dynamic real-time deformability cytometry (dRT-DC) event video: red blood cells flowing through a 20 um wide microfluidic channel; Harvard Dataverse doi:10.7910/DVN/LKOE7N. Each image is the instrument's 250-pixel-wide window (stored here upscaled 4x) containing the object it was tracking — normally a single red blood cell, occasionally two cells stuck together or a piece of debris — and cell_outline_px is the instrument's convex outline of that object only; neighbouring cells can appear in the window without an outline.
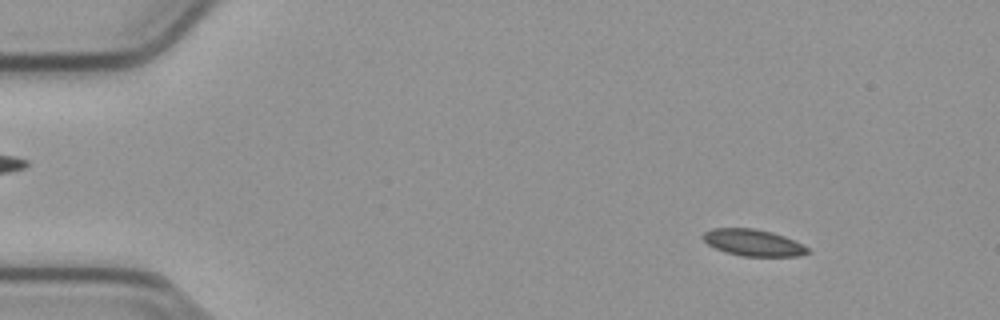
{"species": "common noctule bat (a hibernating species)", "species_latin": "Nyctalus noctula", "temperature_condition": "cold", "stored_images_in_passage": 36, "camera_frame_rate_fps": 3000, "um_per_image_px": 0.085, "animal": {"sex": "male", "body_mass_g": 23.1, "forearm_length_mm": 52.7}, "frame": {"image": 1, "passage_image": 4, "time_ms": 1.0, "image_size_px": [1000, 320], "cell_outline_px": [[808, 252], [800, 256], [744, 256], [728, 252], [716, 248], [708, 244], [704, 240], [704, 232], [712, 228], [756, 228], [772, 232], [784, 236], [808, 248]], "centroid_in_image_um": [64.01, 20.61], "position_along_channel_um": 21.0, "area_um2": 15.9}}
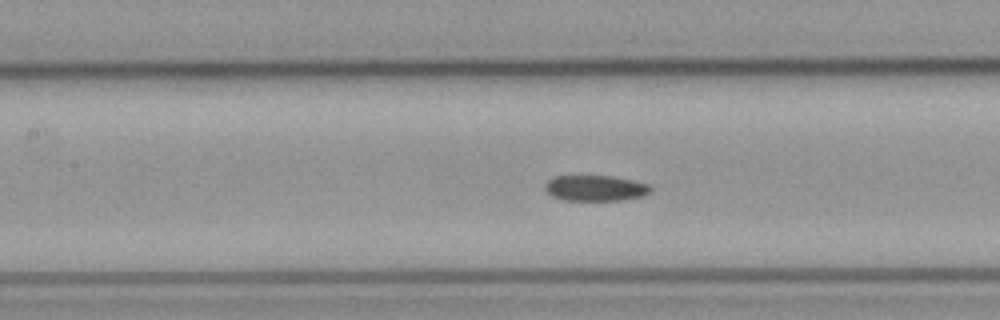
{"frame": {"image": 2, "passage_image": 22, "time_ms": 7.0, "image_size_px": [1000, 320], "cell_outline_px": [[652, 192], [644, 196], [620, 200], [564, 200], [552, 196], [544, 188], [544, 184], [548, 180], [556, 176], [612, 176], [652, 184]], "centroid_in_image_um": [50.66, 15.99], "position_along_channel_um": 156.7, "area_um2": 15.95}}
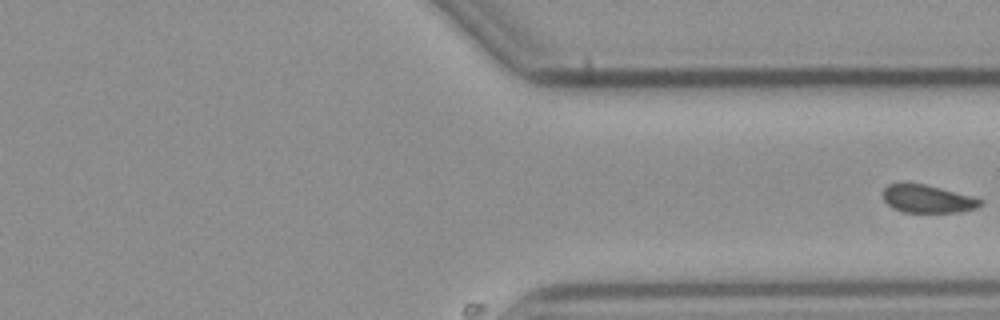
{"frame": {"image": 3, "passage_image": 36, "time_ms": 11.667, "image_size_px": [1000, 320], "cell_outline_px": [[984, 200], [976, 208], [960, 212], [904, 212], [892, 208], [884, 200], [884, 188], [888, 184], [924, 184], [940, 188]], "centroid_in_image_um": [78.83, 16.92], "position_along_channel_um": 332.6, "area_um2": 15.43}}